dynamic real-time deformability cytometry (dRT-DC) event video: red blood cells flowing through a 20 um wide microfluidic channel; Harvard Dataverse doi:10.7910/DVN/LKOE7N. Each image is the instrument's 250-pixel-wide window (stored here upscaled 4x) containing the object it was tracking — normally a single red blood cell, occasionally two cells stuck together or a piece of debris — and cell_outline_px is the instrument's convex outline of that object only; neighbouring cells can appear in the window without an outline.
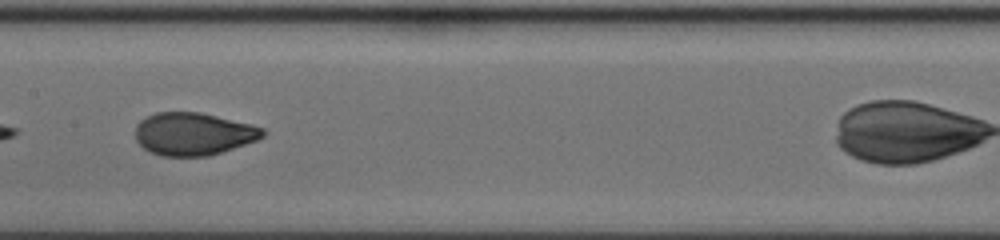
{"species": "human", "species_latin": "Homo sapiens", "temperature_condition": "cold", "stored_images_in_passage": 33, "camera_frame_rate_fps": 3000, "um_per_image_px": 0.085, "donor": {"sex": "female"}, "frame": {"image": 1, "passage_image": 15, "time_ms": 4.667, "image_size_px": [1000, 240], "cell_outline_px": [[264, 136], [256, 140], [208, 156], [160, 156], [144, 148], [136, 140], [136, 124], [140, 120], [156, 112], [200, 112], [252, 124], [264, 128]], "centroid_in_image_um": [16.42, 11.37], "position_along_channel_um": 191.0, "area_um2": 31.5}}